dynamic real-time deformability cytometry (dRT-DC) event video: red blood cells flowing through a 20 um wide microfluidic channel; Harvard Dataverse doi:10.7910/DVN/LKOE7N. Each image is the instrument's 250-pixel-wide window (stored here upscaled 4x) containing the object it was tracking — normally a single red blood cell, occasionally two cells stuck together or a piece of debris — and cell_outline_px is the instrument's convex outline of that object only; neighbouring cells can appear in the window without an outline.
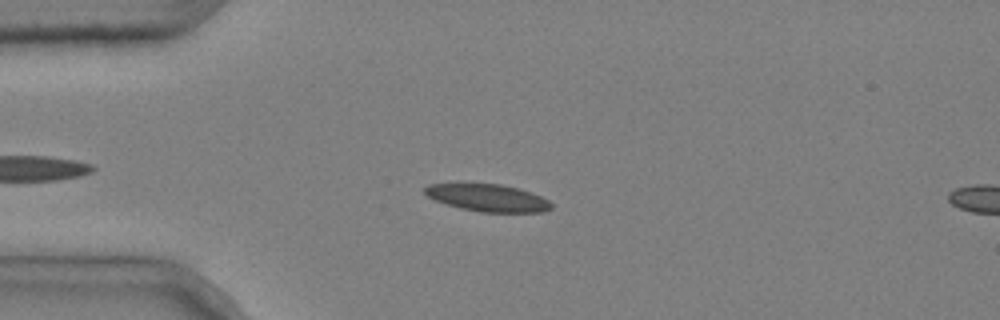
{"species": "common noctule bat (a hibernating species)", "species_latin": "Nyctalus noctula", "temperature_condition": "cold", "stored_images_in_passage": 50, "camera_frame_rate_fps": 3000, "um_per_image_px": 0.085, "animal": {"sex": "male", "body_mass_g": 20.4}, "frame": {"image": 1, "passage_image": 11, "time_ms": 3.333, "image_size_px": [1000, 320], "cell_outline_px": [[552, 208], [544, 212], [480, 212], [460, 208], [436, 200], [428, 196], [424, 192], [424, 188], [428, 184], [500, 184], [516, 188], [540, 196], [548, 200], [552, 204]], "centroid_in_image_um": [41.47, 16.82], "position_along_channel_um": 43.5, "area_um2": 19.77}}
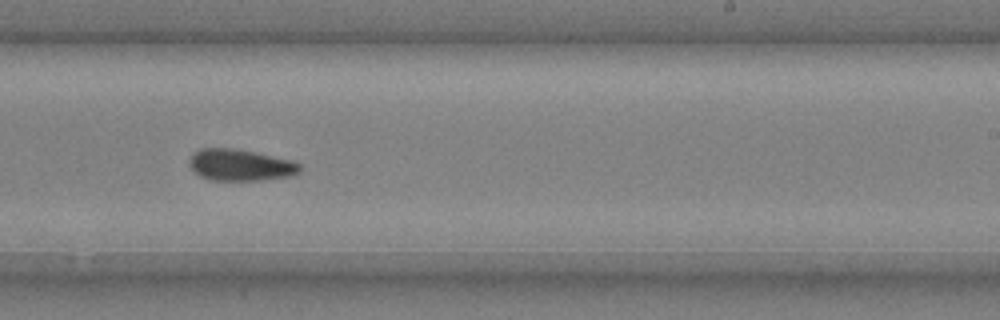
{"frame": {"image": 2, "passage_image": 31, "time_ms": 10.0, "image_size_px": [1000, 320], "cell_outline_px": [[300, 172], [292, 176], [260, 180], [208, 180], [200, 176], [188, 164], [188, 160], [192, 152], [200, 148], [236, 148], [292, 160], [300, 164]], "centroid_in_image_um": [20.4, 14.02], "position_along_channel_um": 268.6, "area_um2": 20.52}}
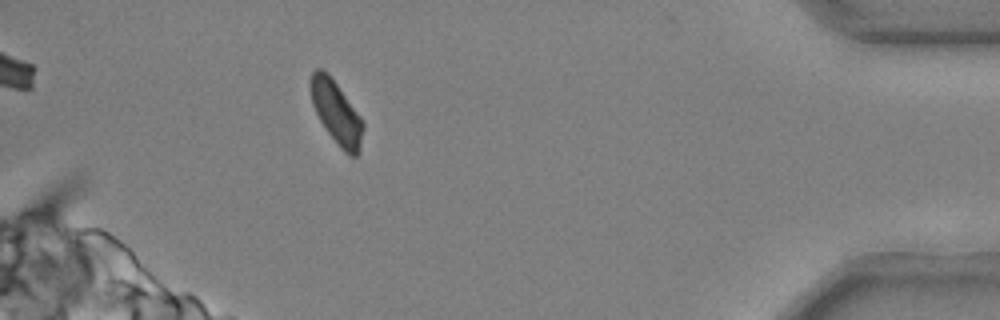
{"frame": {"image": 3, "passage_image": 46, "time_ms": 15.0, "image_size_px": [1000, 320], "cell_outline_px": [[364, 128], [360, 152], [356, 156], [348, 156], [340, 148], [328, 132], [320, 120], [312, 104], [308, 84], [312, 72], [316, 68], [320, 68], [328, 72], [360, 116], [364, 124]], "centroid_in_image_um": [28.58, 9.56], "position_along_channel_um": 406.6, "area_um2": 19.42}, "authors_computed_cell_mechanics": {"area_um2": 20.0566, "velocity_mm_per_s": 3.6699, "shape_relaxation_time_tau1_ms": 5.1855, "shape_relaxation_time_tau2_ms": 4.5374, "deformation_change_tau1": 0.1438, "deformation_change_tau2": 0.1014}}